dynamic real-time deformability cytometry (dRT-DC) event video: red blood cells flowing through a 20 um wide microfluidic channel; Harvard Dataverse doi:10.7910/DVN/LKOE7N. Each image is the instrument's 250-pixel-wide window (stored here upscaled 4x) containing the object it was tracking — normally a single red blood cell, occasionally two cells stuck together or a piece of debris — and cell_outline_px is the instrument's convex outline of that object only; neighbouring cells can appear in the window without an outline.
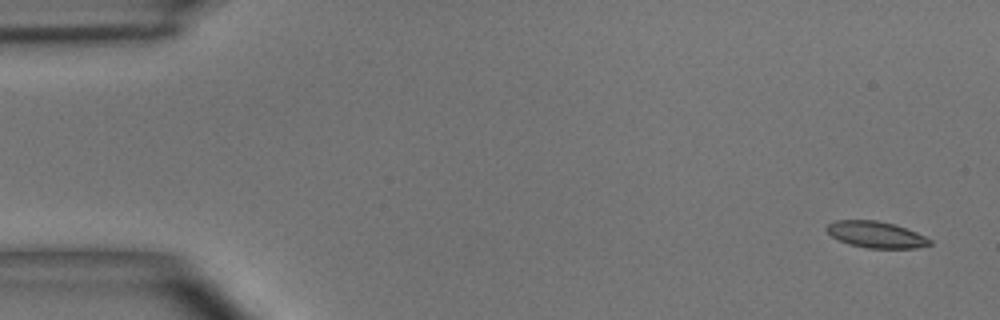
{"species": "common noctule bat (a hibernating species)", "species_latin": "Nyctalus noctula", "temperature_condition": "room temperature", "stored_images_in_passage": 4, "camera_frame_rate_fps": 3000, "um_per_image_px": 0.085, "animal": {"sex": "male", "body_mass_g": 15.6}, "frame": {"image": 1, "passage_image": 1, "time_ms": 0.0, "image_size_px": [1000, 320], "cell_outline_px": [[932, 244], [916, 248], [868, 248], [848, 244], [832, 236], [824, 228], [828, 224], [836, 220], [876, 220], [896, 224], [916, 232], [932, 240]], "centroid_in_image_um": [74.46, 19.93], "position_along_channel_um": 10.5, "area_um2": 15.9}}
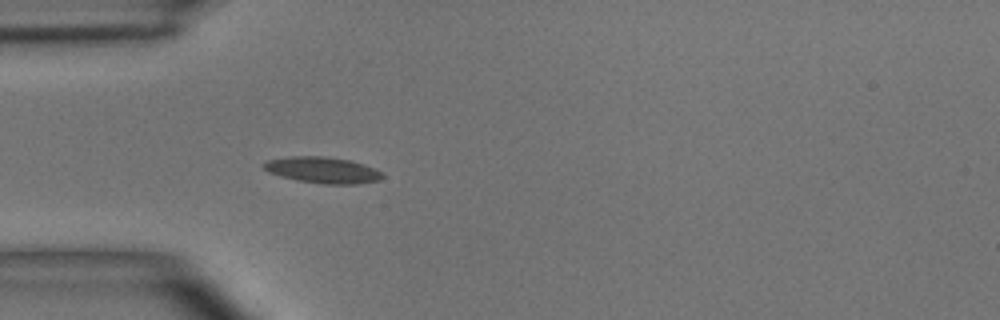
{"frame": {"image": 2, "passage_image": 4, "time_ms": 4.333, "image_size_px": [1000, 320], "cell_outline_px": [[384, 176], [380, 180], [356, 184], [324, 184], [300, 180], [280, 176], [268, 172], [260, 164], [268, 160], [288, 156], [324, 156], [348, 160], [384, 172]], "centroid_in_image_um": [27.4, 14.45], "position_along_channel_um": 57.6, "area_um2": 17.98}}